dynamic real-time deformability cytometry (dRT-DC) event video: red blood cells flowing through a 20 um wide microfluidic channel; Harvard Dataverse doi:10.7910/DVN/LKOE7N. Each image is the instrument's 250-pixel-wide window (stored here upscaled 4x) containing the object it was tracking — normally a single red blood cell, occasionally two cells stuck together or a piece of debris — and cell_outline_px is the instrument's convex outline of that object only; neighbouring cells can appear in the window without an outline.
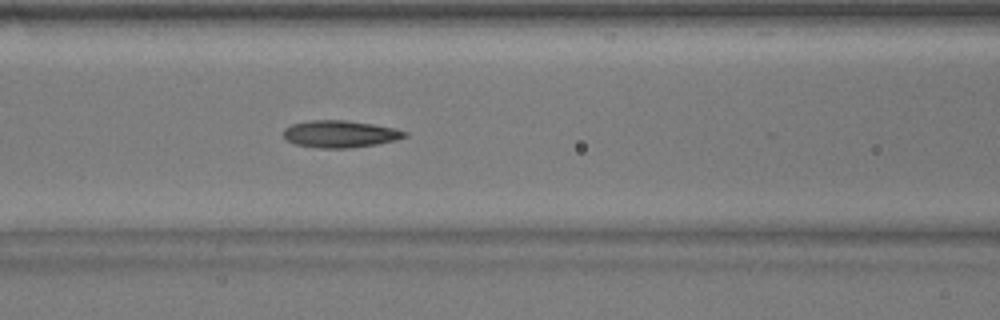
{"species": "common noctule bat (a hibernating species)", "species_latin": "Nyctalus noctula", "temperature_condition": "warm", "stored_images_in_passage": 43, "camera_frame_rate_fps": 3000, "um_per_image_px": 0.085, "animal": {"sex": "male", "body_mass_g": 17.9}, "frame": {"image": 1, "passage_image": 12, "time_ms": 3.667, "image_size_px": [1000, 320], "cell_outline_px": [[408, 136], [396, 140], [376, 144], [352, 148], [316, 148], [296, 144], [284, 140], [284, 128], [292, 124], [308, 120], [344, 120], [372, 124], [396, 128], [408, 132]], "centroid_in_image_um": [28.9, 11.39], "position_along_channel_um": 137.7, "area_um2": 19.31}}
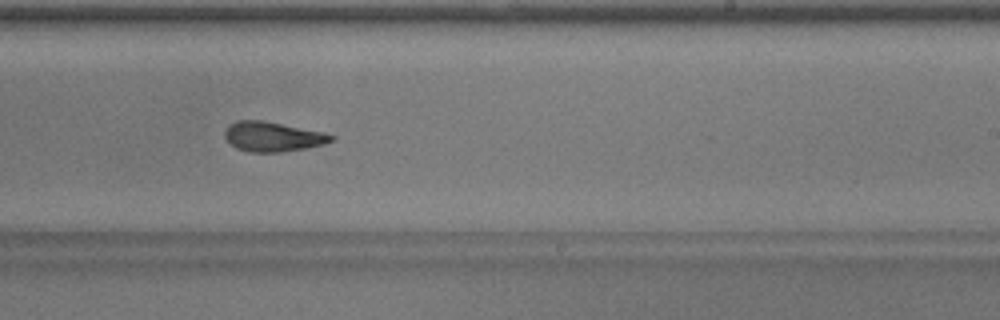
{"frame": {"image": 2, "passage_image": 22, "time_ms": 7.0, "image_size_px": [1000, 320], "cell_outline_px": [[336, 140], [324, 144], [304, 148], [280, 152], [248, 152], [236, 148], [224, 136], [224, 132], [228, 124], [236, 120], [260, 120], [320, 132], [336, 136]], "centroid_in_image_um": [23.14, 11.62], "position_along_channel_um": 265.9, "area_um2": 18.21}}
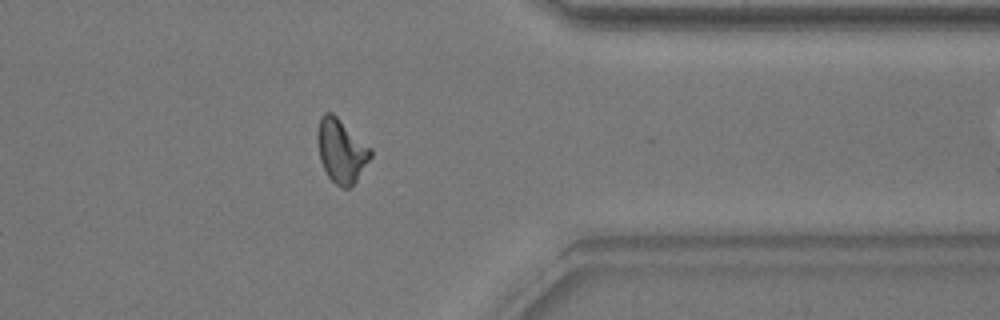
{"frame": {"image": 3, "passage_image": 32, "time_ms": 10.333, "image_size_px": [1000, 320], "cell_outline_px": [[372, 156], [356, 180], [348, 188], [340, 188], [328, 176], [320, 160], [316, 140], [316, 136], [320, 116], [324, 112], [332, 112], [372, 148]], "centroid_in_image_um": [28.99, 12.79], "position_along_channel_um": 382.4, "area_um2": 19.77}, "authors_computed_cell_mechanics": {"area_um2": 19.1318, "velocity_mm_per_s": 3.8553, "shape_relaxation_time_tau1_ms": 4.2277, "shape_relaxation_time_tau2_ms": 3.3673, "deformation_change_tau1": 0.1668, "deformation_change_tau2": 0.0882}}